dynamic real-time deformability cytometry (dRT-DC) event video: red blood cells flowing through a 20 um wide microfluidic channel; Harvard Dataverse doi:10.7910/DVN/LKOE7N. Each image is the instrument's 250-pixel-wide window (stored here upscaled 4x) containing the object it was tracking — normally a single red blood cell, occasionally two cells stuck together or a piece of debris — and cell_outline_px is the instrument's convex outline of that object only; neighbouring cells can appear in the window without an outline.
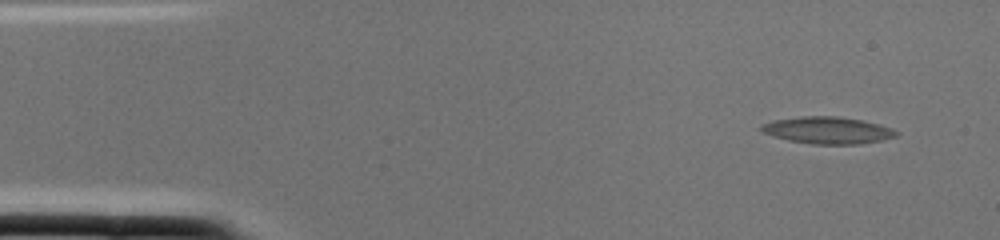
{"species": "common noctule bat (a hibernating species)", "species_latin": "Nyctalus noctula", "temperature_condition": "cold", "stored_images_in_passage": 3, "segment_of_instrument_passage": [2, 2], "camera_frame_rate_fps": 3000, "um_per_image_px": 0.085, "animal": {"sex": "female", "body_mass_g": 22.0, "forearm_length_mm": 56.7}, "frame": {"image": 1, "passage_image": 3, "time_ms": 0.667, "image_size_px": [1000, 240], "cell_outline_px": [[900, 132], [896, 136], [880, 140], [860, 144], [812, 144], [788, 140], [772, 136], [760, 132], [760, 124], [772, 120], [800, 116], [836, 116], [864, 120], [892, 128]], "centroid_in_image_um": [70.3, 11.06], "position_along_channel_um": 14.7, "area_um2": 21.39}}